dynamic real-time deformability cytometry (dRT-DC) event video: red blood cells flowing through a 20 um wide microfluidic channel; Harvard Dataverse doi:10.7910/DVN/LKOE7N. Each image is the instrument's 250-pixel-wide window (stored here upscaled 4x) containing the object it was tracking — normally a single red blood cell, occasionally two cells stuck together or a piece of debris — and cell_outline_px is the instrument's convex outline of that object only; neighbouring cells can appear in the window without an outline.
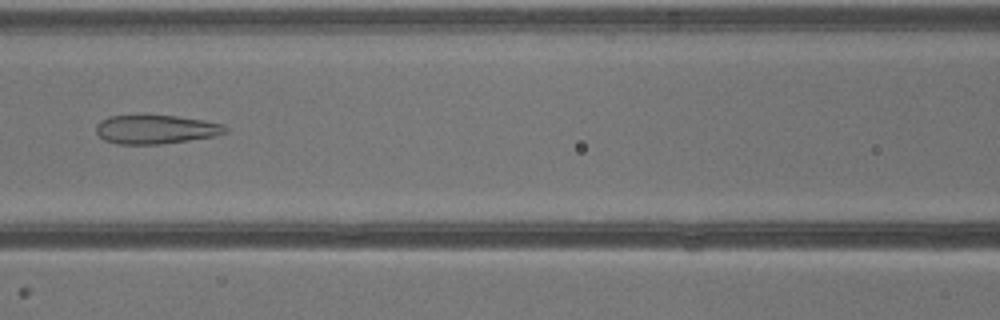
{"species": "common noctule bat (a hibernating species)", "species_latin": "Nyctalus noctula", "temperature_condition": "warm", "stored_images_in_passage": 29, "camera_frame_rate_fps": 3000, "um_per_image_px": 0.085, "animal": {"sex": "male", "body_mass_g": 13.3}, "frame": {"image": 1, "passage_image": 7, "time_ms": 2.0, "image_size_px": [1000, 320], "cell_outline_px": [[228, 132], [216, 136], [160, 144], [116, 144], [104, 140], [96, 132], [96, 124], [100, 120], [108, 116], [176, 116], [204, 120], [224, 124], [228, 128]], "centroid_in_image_um": [13.26, 11.0], "position_along_channel_um": 153.3, "area_um2": 21.73}}
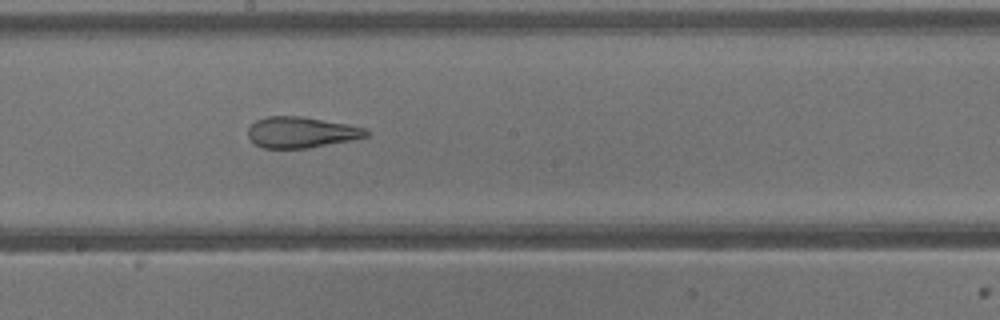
{"frame": {"image": 2, "passage_image": 11, "time_ms": 3.333, "image_size_px": [1000, 320], "cell_outline_px": [[372, 132], [368, 136], [352, 140], [308, 148], [264, 148], [256, 144], [248, 136], [248, 128], [256, 120], [268, 116], [300, 116], [348, 124], [368, 128]], "centroid_in_image_um": [25.66, 11.24], "position_along_channel_um": 222.5, "area_um2": 21.39}}
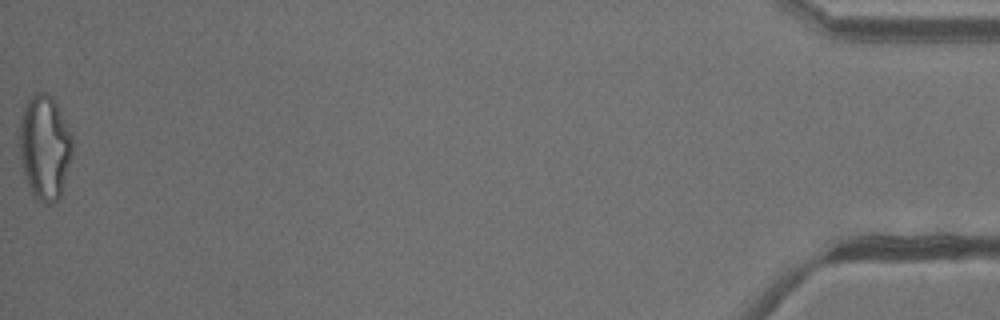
{"frame": {"image": 3, "passage_image": 29, "time_ms": 9.333, "image_size_px": [1000, 320], "cell_outline_px": [[72, 156], [60, 196], [56, 200], [48, 204], [44, 204], [36, 200], [32, 196], [24, 176], [16, 144], [24, 104], [36, 92], [48, 92], [52, 96], [72, 136]], "centroid_in_image_um": [3.75, 12.54], "position_along_channel_um": 431.5, "area_um2": 32.83}}